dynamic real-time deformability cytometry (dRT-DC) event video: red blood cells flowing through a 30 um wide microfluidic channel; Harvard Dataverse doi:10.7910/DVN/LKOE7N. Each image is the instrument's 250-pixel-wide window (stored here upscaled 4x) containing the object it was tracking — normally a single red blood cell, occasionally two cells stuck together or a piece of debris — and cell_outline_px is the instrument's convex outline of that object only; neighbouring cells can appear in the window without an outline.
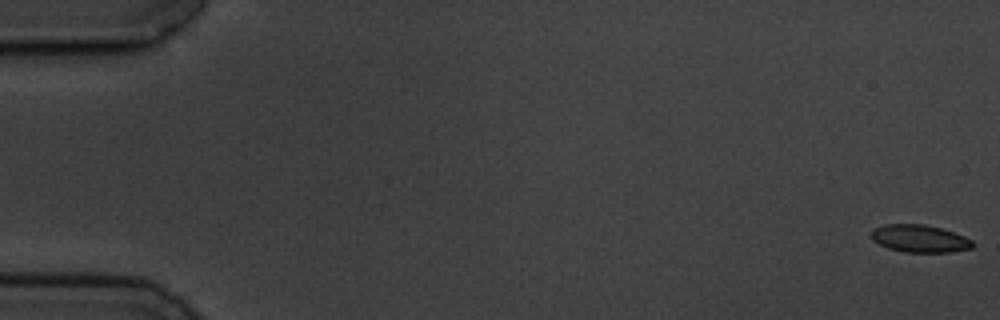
{"species": "common noctule bat (a hibernating species)", "species_latin": "Nyctalus noctula", "temperature_condition": "cold", "stored_images_in_passage": 5, "camera_frame_rate_fps": 3000, "um_per_image_px": 0.085, "animal": {"sex": "male", "body_mass_g": 19.5, "forearm_length_mm": 54.6}, "frame": {"image": 1, "passage_image": 1, "time_ms": 0.0, "image_size_px": [1000, 320], "cell_outline_px": [[972, 248], [948, 252], [904, 252], [888, 248], [872, 240], [872, 228], [884, 224], [924, 224], [940, 228], [964, 236], [972, 240]], "centroid_in_image_um": [78.14, 20.27], "position_along_channel_um": 6.9, "area_um2": 16.13}}
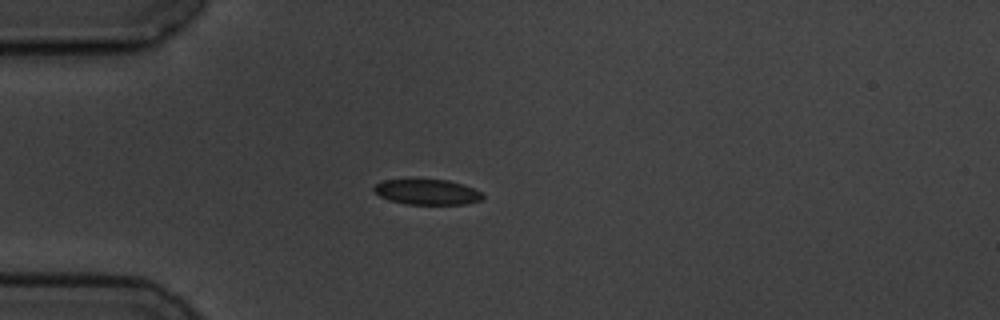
{"frame": {"image": 2, "passage_image": 5, "time_ms": 5.0, "image_size_px": [1000, 320], "cell_outline_px": [[484, 196], [480, 200], [468, 204], [404, 204], [388, 200], [380, 196], [372, 188], [376, 184], [384, 180], [448, 180], [472, 188], [480, 192]], "centroid_in_image_um": [36.29, 16.33], "position_along_channel_um": 48.7, "area_um2": 15.84}}